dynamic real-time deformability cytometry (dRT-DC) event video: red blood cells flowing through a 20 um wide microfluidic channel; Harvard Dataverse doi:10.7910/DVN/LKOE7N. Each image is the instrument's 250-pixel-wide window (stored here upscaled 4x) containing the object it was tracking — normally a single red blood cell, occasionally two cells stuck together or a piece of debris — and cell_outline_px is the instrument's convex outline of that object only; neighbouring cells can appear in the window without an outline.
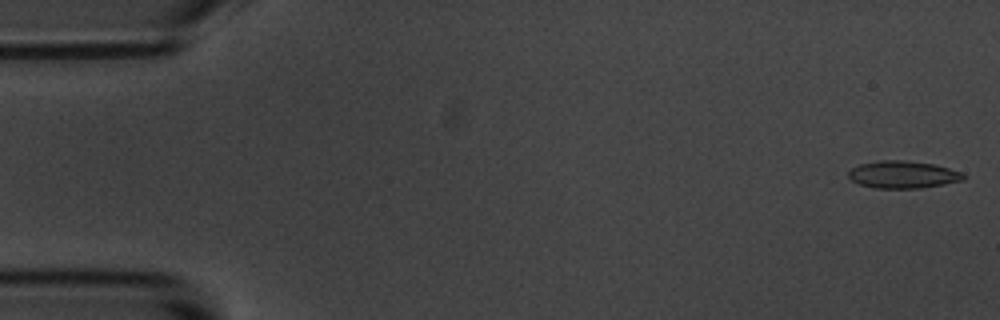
{"species": "common noctule bat (a hibernating species)", "species_latin": "Nyctalus noctula", "temperature_condition": "room temperature", "stored_images_in_passage": 7, "camera_frame_rate_fps": 3000, "um_per_image_px": 0.085, "animal": {"sex": "male", "body_mass_g": 20.1, "forearm_length_mm": 53.5}, "frame": {"image": 1, "passage_image": 1, "time_ms": 0.0, "image_size_px": [1000, 320], "cell_outline_px": [[964, 180], [944, 184], [920, 188], [876, 188], [860, 184], [852, 180], [848, 176], [848, 172], [852, 168], [860, 164], [880, 160], [904, 160], [932, 164], [964, 172]], "centroid_in_image_um": [76.76, 14.84], "position_along_channel_um": 8.2, "area_um2": 18.21}}